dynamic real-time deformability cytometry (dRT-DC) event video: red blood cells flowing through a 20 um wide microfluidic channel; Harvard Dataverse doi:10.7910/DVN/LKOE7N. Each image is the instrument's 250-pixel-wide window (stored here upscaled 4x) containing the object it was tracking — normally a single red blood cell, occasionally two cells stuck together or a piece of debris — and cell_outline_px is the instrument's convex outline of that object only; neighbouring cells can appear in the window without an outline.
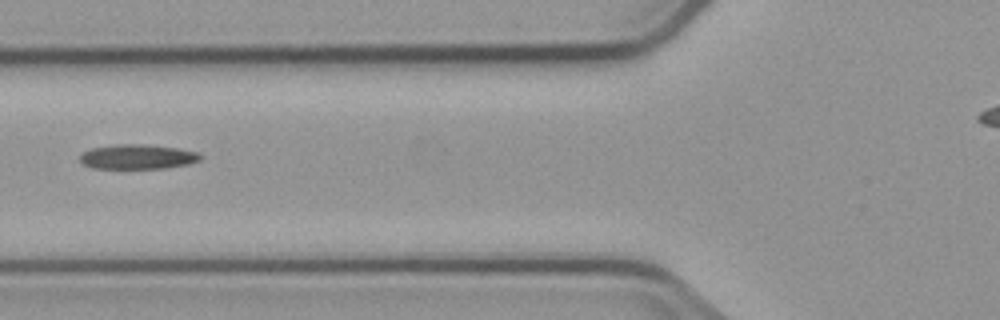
{"species": "common noctule bat (a hibernating species)", "species_latin": "Nyctalus noctula", "temperature_condition": "cold", "stored_images_in_passage": 5, "segment_of_instrument_passage": [1, 2], "camera_frame_rate_fps": 3000, "um_per_image_px": 0.085, "animal": {"sex": "male", "body_mass_g": 23.1, "forearm_length_mm": 52.7}, "frame": {"image": 1, "passage_image": 2, "time_ms": 1.333, "image_size_px": [1000, 320], "cell_outline_px": [[204, 156], [200, 160], [188, 164], [168, 168], [92, 168], [84, 164], [80, 160], [80, 156], [84, 152], [92, 148], [116, 144], [144, 144], [180, 148], [200, 152]], "centroid_in_image_um": [11.77, 13.32], "position_along_channel_um": 114.0, "area_um2": 17.46}}
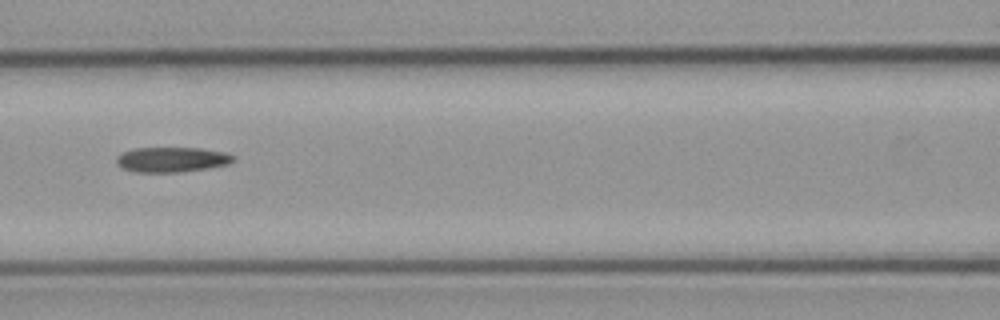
{"frame": {"image": 2, "passage_image": 3, "time_ms": 2.333, "image_size_px": [1000, 320], "cell_outline_px": [[236, 160], [228, 164], [208, 168], [180, 172], [136, 172], [124, 168], [116, 164], [116, 156], [124, 152], [136, 148], [200, 148], [224, 152], [236, 156]], "centroid_in_image_um": [14.63, 13.56], "position_along_channel_um": 152.0, "area_um2": 17.05}}
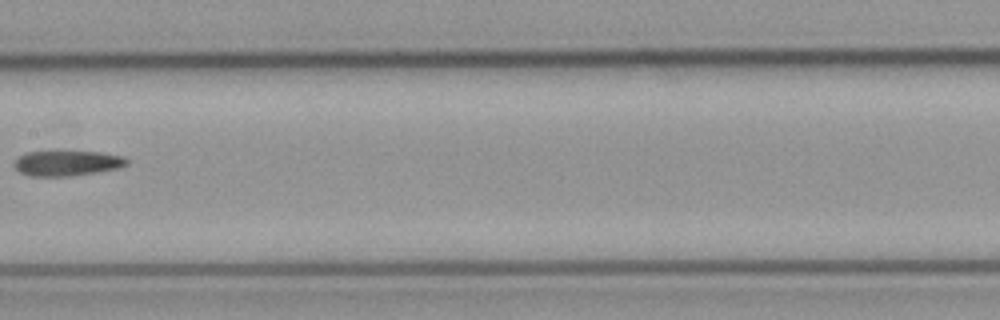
{"frame": {"image": 3, "passage_image": 4, "time_ms": 3.667, "image_size_px": [1000, 320], "cell_outline_px": [[128, 164], [120, 168], [96, 172], [68, 176], [32, 176], [20, 172], [12, 164], [24, 152], [100, 152], [124, 156], [128, 160]], "centroid_in_image_um": [5.73, 13.87], "position_along_channel_um": 201.7, "area_um2": 16.42}}